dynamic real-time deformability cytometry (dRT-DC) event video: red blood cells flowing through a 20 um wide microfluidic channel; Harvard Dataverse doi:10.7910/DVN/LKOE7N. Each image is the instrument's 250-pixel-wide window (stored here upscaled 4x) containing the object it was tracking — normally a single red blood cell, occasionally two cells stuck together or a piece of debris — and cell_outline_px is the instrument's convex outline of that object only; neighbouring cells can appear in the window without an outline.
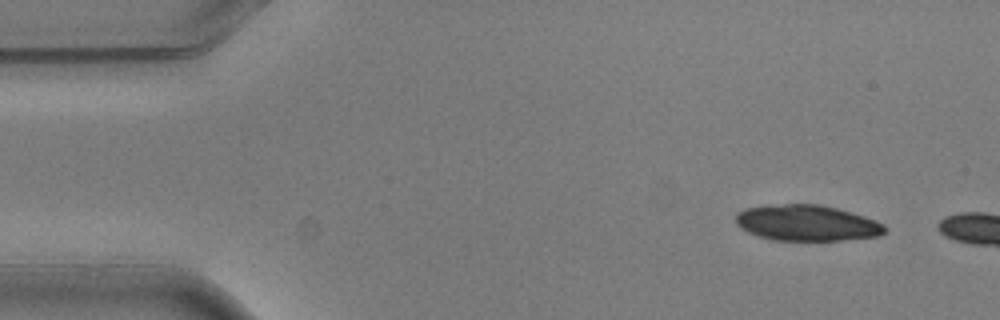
{"species": "common noctule bat (a hibernating species)", "species_latin": "Nyctalus noctula", "temperature_condition": "warm", "stored_images_in_passage": 2, "camera_frame_rate_fps": 3000, "um_per_image_px": 0.085, "animal": {"sex": "male", "body_mass_g": 20.5, "forearm_length_mm": 52.5}, "frame": {"image": 1, "passage_image": 1, "time_ms": 0.0, "image_size_px": [1000, 320], "cell_outline_px": [[888, 228], [880, 236], [840, 240], [772, 240], [748, 232], [740, 228], [736, 224], [736, 212], [744, 208], [784, 204], [820, 204], [852, 212], [876, 220], [884, 224]], "centroid_in_image_um": [68.59, 18.95], "position_along_channel_um": 16.4, "area_um2": 31.21}}